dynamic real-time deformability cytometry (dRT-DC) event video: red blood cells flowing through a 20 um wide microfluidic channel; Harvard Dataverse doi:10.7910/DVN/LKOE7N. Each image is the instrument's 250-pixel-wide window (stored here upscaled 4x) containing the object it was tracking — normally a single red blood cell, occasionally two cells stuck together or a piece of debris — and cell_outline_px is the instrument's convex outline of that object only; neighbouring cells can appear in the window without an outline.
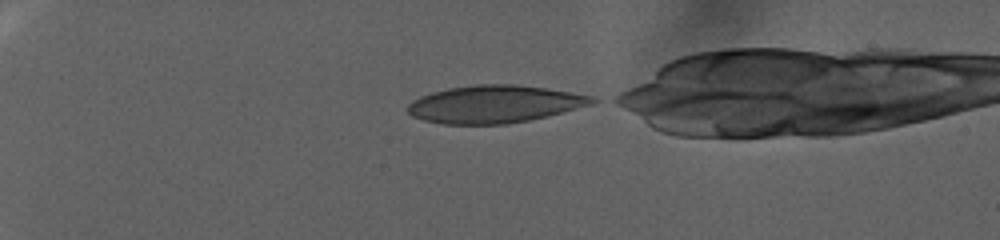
{"species": "human", "species_latin": "Homo sapiens", "temperature_condition": "warm", "stored_images_in_passage": 66, "camera_frame_rate_fps": 3000, "um_per_image_px": 0.085, "donor": {"sex": "female"}, "frame": {"image": 1, "passage_image": 1, "time_ms": 0.0, "image_size_px": [1000, 240], "cell_outline_px": [[600, 100], [592, 104], [548, 116], [528, 120], [504, 124], [444, 124], [424, 120], [412, 116], [404, 108], [412, 100], [420, 96], [432, 92], [448, 88], [476, 84], [516, 84], [548, 88], [596, 96]], "centroid_in_image_um": [42.05, 8.84], "position_along_channel_um": 43.0, "area_um2": 40.63}}
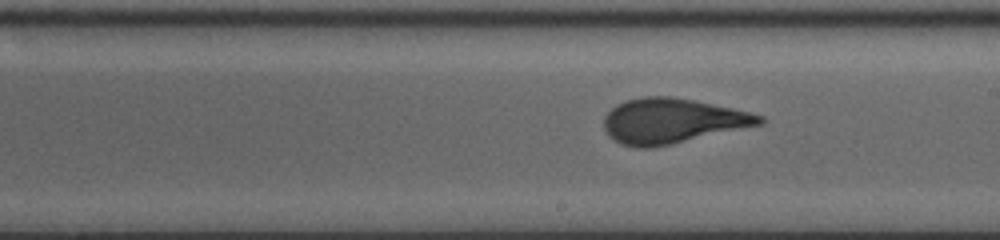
{"frame": {"image": 2, "passage_image": 33, "time_ms": 10.667, "image_size_px": [1000, 240], "cell_outline_px": [[764, 124], [672, 144], [652, 148], [636, 148], [620, 144], [608, 136], [604, 128], [604, 116], [616, 104], [628, 100], [644, 96], [672, 96], [732, 108], [764, 116]], "centroid_in_image_um": [57.11, 10.29], "position_along_channel_um": 231.9, "area_um2": 40.86}}
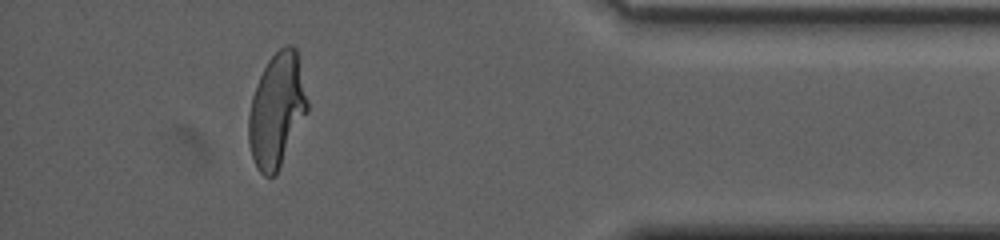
{"frame": {"image": 3, "passage_image": 58, "time_ms": 19.0, "image_size_px": [1000, 240], "cell_outline_px": [[308, 112], [276, 172], [272, 176], [264, 176], [256, 168], [252, 156], [248, 140], [248, 116], [252, 96], [260, 76], [268, 60], [284, 44], [292, 44], [296, 48], [308, 100]], "centroid_in_image_um": [23.52, 9.34], "position_along_channel_um": 411.7, "area_um2": 38.67}}